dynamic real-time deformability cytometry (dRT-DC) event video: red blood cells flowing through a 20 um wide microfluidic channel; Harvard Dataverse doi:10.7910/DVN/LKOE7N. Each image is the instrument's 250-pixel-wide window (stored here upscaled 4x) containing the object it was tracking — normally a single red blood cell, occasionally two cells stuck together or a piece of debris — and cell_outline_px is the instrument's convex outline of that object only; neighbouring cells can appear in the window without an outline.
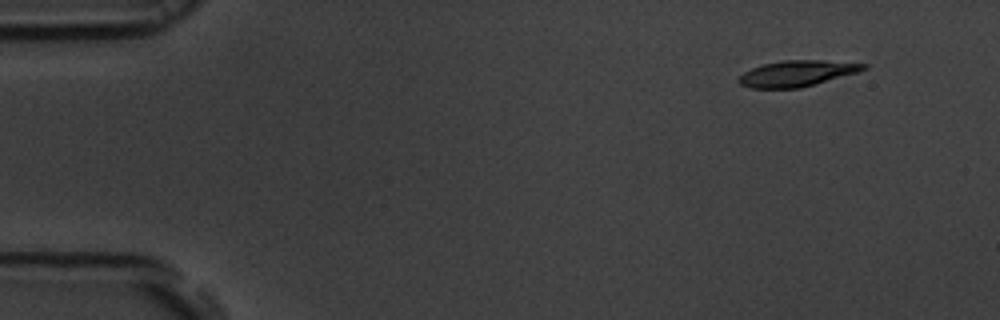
{"species": "common noctule bat (a hibernating species)", "species_latin": "Nyctalus noctula", "temperature_condition": "room temperature", "stored_images_in_passage": 51, "camera_frame_rate_fps": 3000, "um_per_image_px": 0.085, "animal": {"sex": "male", "body_mass_g": 19.5, "forearm_length_mm": 54.6}, "frame": {"image": 1, "passage_image": 1, "time_ms": 0.0, "image_size_px": [1000, 320], "cell_outline_px": [[868, 68], [856, 72], [800, 88], [752, 88], [740, 84], [736, 80], [744, 72], [752, 68], [764, 64], [780, 60], [820, 60], [868, 64]], "centroid_in_image_um": [67.7, 6.24], "position_along_channel_um": 17.3, "area_um2": 18.61}}
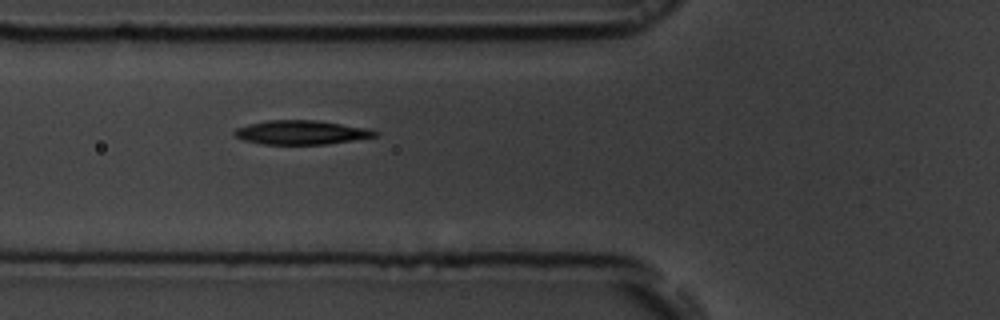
{"frame": {"image": 2, "passage_image": 16, "time_ms": 5.0, "image_size_px": [1000, 320], "cell_outline_px": [[380, 132], [376, 136], [328, 144], [260, 144], [244, 140], [236, 136], [232, 132], [236, 128], [248, 124], [268, 120], [316, 120], [372, 128]], "centroid_in_image_um": [25.64, 11.25], "position_along_channel_um": 100.2, "area_um2": 19.83}}
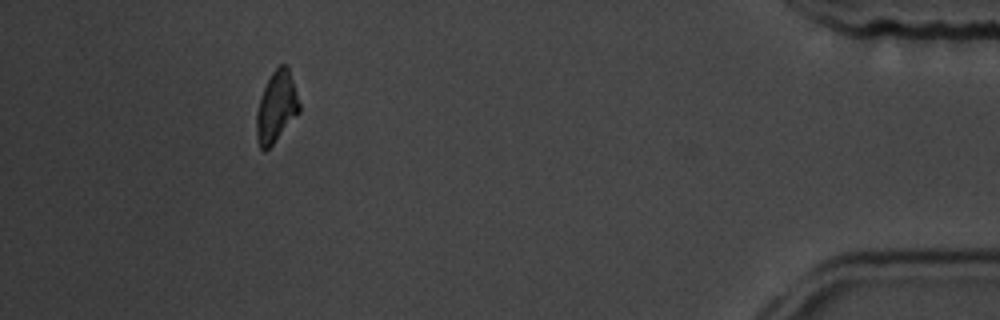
{"frame": {"image": 3, "passage_image": 46, "time_ms": 15.0, "image_size_px": [1000, 320], "cell_outline_px": [[300, 112], [272, 144], [264, 152], [260, 148], [256, 136], [256, 112], [260, 96], [272, 72], [280, 64], [288, 64], [300, 104]], "centroid_in_image_um": [23.49, 9.07], "position_along_channel_um": 411.7, "area_um2": 17.69}, "authors_computed_cell_mechanics": {"area_um2": 19.5942, "velocity_mm_per_s": 3.7125, "shape_relaxation_time_tau1_ms": 3.6474, "shape_relaxation_time_tau2_ms": 4.0205, "deformation_change_tau1": 0.1555, "deformation_change_tau2": 0.1095}}